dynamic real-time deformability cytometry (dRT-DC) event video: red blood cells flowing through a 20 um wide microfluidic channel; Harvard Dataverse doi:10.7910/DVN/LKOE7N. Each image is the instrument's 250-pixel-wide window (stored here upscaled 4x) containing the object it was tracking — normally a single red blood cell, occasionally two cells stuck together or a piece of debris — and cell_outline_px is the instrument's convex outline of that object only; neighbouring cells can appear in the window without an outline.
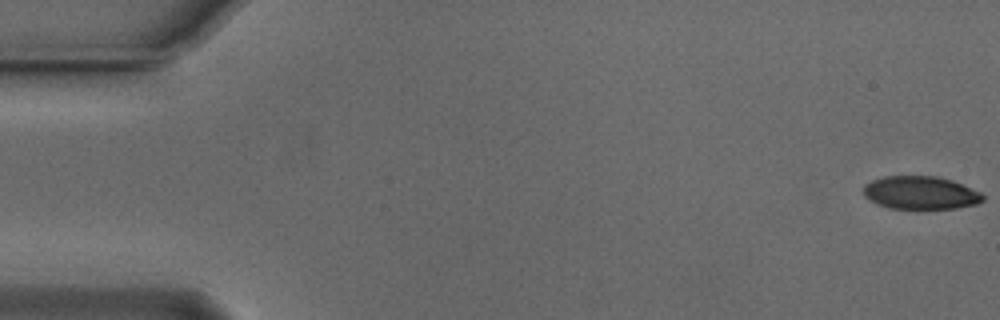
{"species": "Egyptian fruit bat (a non-hibernating species)", "species_latin": "Rousettus aegyptiacus", "temperature_condition": "cold", "stored_images_in_passage": 55, "camera_frame_rate_fps": 3000, "um_per_image_px": 0.085, "animal": {"sex": "male"}, "frame": {"image": 1, "passage_image": 1, "time_ms": 0.0, "image_size_px": [1000, 320], "cell_outline_px": [[984, 200], [976, 204], [956, 208], [888, 208], [876, 204], [868, 200], [864, 196], [864, 184], [872, 180], [884, 176], [936, 176], [952, 180], [980, 192], [984, 196]], "centroid_in_image_um": [78.21, 16.38], "position_along_channel_um": 6.8, "area_um2": 23.0}}
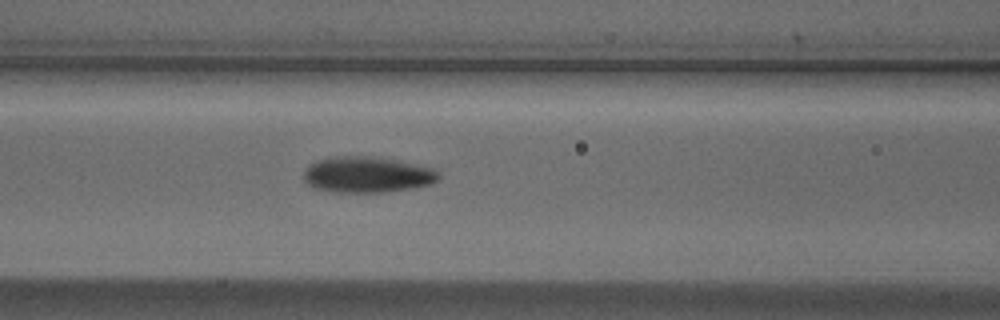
{"frame": {"image": 2, "passage_image": 23, "time_ms": 7.333, "image_size_px": [1000, 320], "cell_outline_px": [[440, 180], [432, 184], [416, 188], [380, 192], [336, 192], [312, 188], [304, 180], [304, 172], [308, 164], [316, 160], [332, 156], [368, 156], [396, 160], [432, 168], [440, 172]], "centroid_in_image_um": [31.21, 14.85], "position_along_channel_um": 135.4, "area_um2": 28.55}}
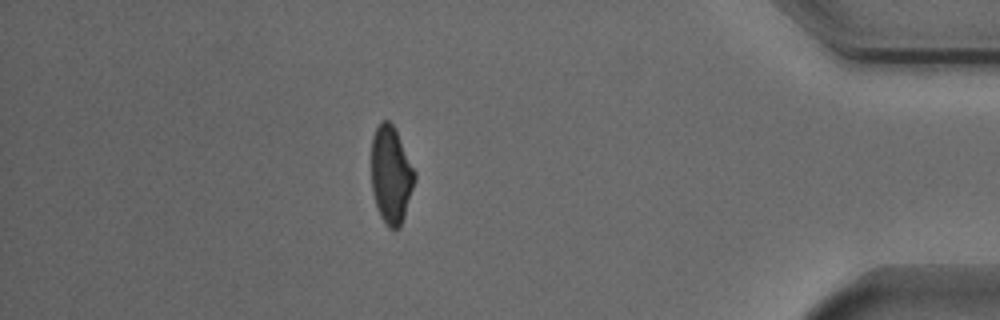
{"frame": {"image": 3, "passage_image": 48, "time_ms": 15.667, "image_size_px": [1000, 320], "cell_outline_px": [[416, 180], [400, 228], [388, 228], [380, 216], [376, 204], [372, 188], [372, 136], [380, 120], [388, 120], [392, 124], [416, 172]], "centroid_in_image_um": [33.24, 14.87], "position_along_channel_um": 402.0, "area_um2": 24.39}, "authors_computed_cell_mechanics": {"area_um2": 25.6054, "velocity_mm_per_s": 3.7458, "shape_relaxation_time_tau1_ms": 3.2222, "shape_relaxation_time_tau2_ms": 2.4148, "deformation_change_tau1": 0.1614, "deformation_change_tau2": 0.0931}}